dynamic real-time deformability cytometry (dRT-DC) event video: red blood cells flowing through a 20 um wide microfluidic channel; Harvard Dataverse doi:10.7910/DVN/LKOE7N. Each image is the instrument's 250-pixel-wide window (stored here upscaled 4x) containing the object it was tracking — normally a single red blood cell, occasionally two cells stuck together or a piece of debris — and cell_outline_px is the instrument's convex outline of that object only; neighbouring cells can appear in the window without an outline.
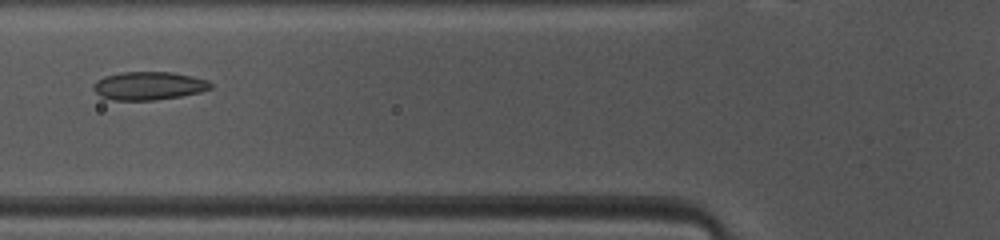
{"species": "common noctule bat (a hibernating species)", "species_latin": "Nyctalus noctula", "temperature_condition": "warm", "stored_images_in_passage": 36, "camera_frame_rate_fps": 3000, "um_per_image_px": 0.085, "animal": {"sex": "female", "body_mass_g": 10.0, "forearm_length_mm": 53.1}, "frame": {"image": 1, "passage_image": 5, "time_ms": 1.333, "image_size_px": [1000, 240], "cell_outline_px": [[212, 88], [200, 92], [180, 96], [152, 100], [112, 100], [100, 96], [92, 88], [92, 84], [96, 80], [104, 76], [120, 72], [172, 72], [192, 76], [208, 80], [212, 84]], "centroid_in_image_um": [12.61, 7.28], "position_along_channel_um": 113.2, "area_um2": 19.36}}
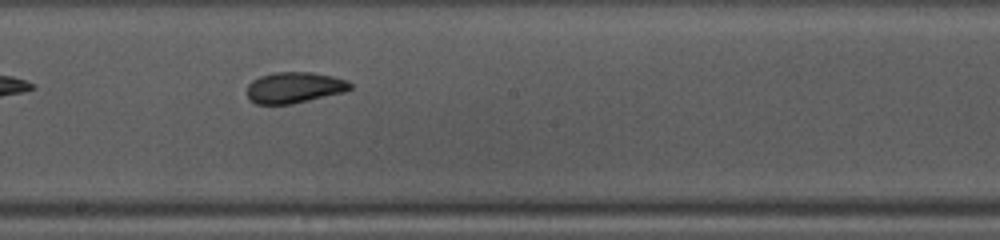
{"frame": {"image": 2, "passage_image": 13, "time_ms": 4.0, "image_size_px": [1000, 240], "cell_outline_px": [[352, 88], [344, 92], [292, 104], [256, 104], [248, 100], [248, 84], [252, 80], [260, 76], [272, 72], [312, 72], [332, 76], [348, 80], [352, 84]], "centroid_in_image_um": [25.01, 7.44], "position_along_channel_um": 223.2, "area_um2": 18.79}}
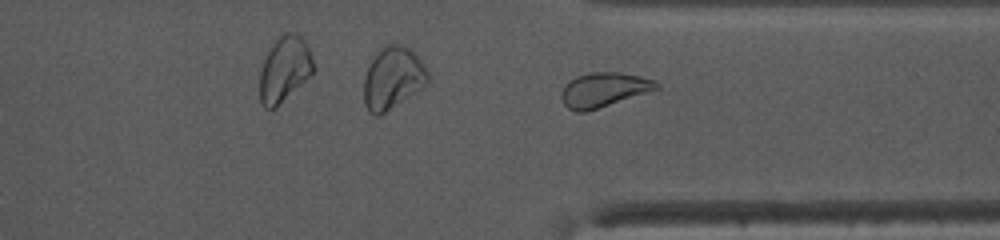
{"frame": {"image": 3, "passage_image": 23, "time_ms": 7.333, "image_size_px": [1000, 240], "cell_outline_px": [[660, 88], [584, 112], [576, 112], [568, 108], [564, 104], [560, 96], [560, 92], [564, 84], [568, 80], [576, 76], [592, 72], [620, 72], [640, 76], [656, 80], [660, 84]], "centroid_in_image_um": [51.29, 7.61], "position_along_channel_um": 360.1, "area_um2": 19.07}, "authors_computed_cell_mechanics": {"area_um2": 18.9295, "velocity_mm_per_s": 4.1123, "shape_relaxation_time_tau1_ms": 10.6862, "shape_relaxation_time_tau2_ms": 2.2589, "deformation_change_tau1": 0.2104, "deformation_change_tau2": 0.0546}}